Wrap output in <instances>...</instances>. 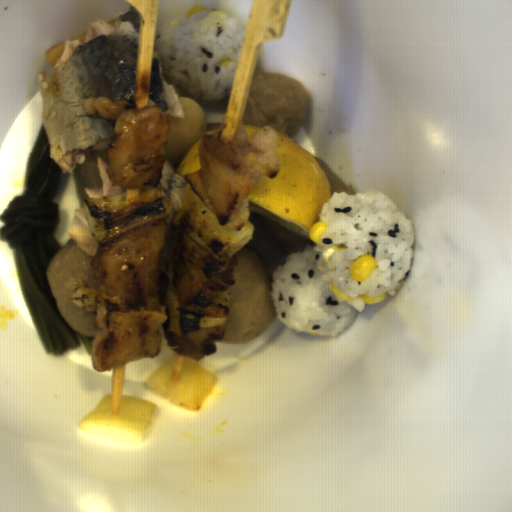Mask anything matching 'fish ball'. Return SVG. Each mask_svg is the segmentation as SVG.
Returning a JSON list of instances; mask_svg holds the SVG:
<instances>
[{"instance_id":"1","label":"fish ball","mask_w":512,"mask_h":512,"mask_svg":"<svg viewBox=\"0 0 512 512\" xmlns=\"http://www.w3.org/2000/svg\"><path fill=\"white\" fill-rule=\"evenodd\" d=\"M182 116L164 115L169 136L164 148L165 158L179 167L193 143L207 133L206 116L198 101L178 97Z\"/></svg>"},{"instance_id":"2","label":"fish ball","mask_w":512,"mask_h":512,"mask_svg":"<svg viewBox=\"0 0 512 512\" xmlns=\"http://www.w3.org/2000/svg\"><path fill=\"white\" fill-rule=\"evenodd\" d=\"M65 43H66V41L59 43L57 45H54L52 47H49L45 51V53H44L45 60L51 69L57 64V62L64 50Z\"/></svg>"},{"instance_id":"3","label":"fish ball","mask_w":512,"mask_h":512,"mask_svg":"<svg viewBox=\"0 0 512 512\" xmlns=\"http://www.w3.org/2000/svg\"><path fill=\"white\" fill-rule=\"evenodd\" d=\"M87 35H88V32L84 33V34H81V35H78V36H75L74 38H72L70 40H78V41L83 43L86 40Z\"/></svg>"},{"instance_id":"4","label":"fish ball","mask_w":512,"mask_h":512,"mask_svg":"<svg viewBox=\"0 0 512 512\" xmlns=\"http://www.w3.org/2000/svg\"><path fill=\"white\" fill-rule=\"evenodd\" d=\"M119 18H120V17H119ZM119 18L110 19V20H109V21H107V22H108V23H110V24L112 25L113 23H115L116 21H118V20H119Z\"/></svg>"}]
</instances>
